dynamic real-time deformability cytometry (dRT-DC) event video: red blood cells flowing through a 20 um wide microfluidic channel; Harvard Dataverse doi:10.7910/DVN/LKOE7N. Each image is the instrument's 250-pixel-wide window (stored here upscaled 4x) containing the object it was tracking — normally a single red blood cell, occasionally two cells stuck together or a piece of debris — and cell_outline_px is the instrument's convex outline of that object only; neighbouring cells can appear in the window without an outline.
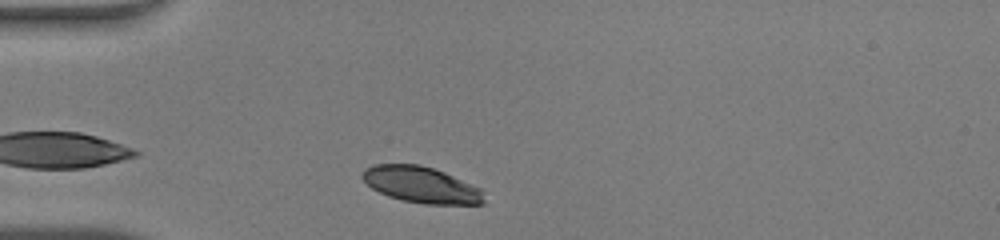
{"species": "human", "species_latin": "Homo sapiens", "temperature_condition": "warm", "stored_images_in_passage": 29, "camera_frame_rate_fps": 3000, "um_per_image_px": 0.085, "donor": {"sex": "male"}, "frame": {"image": 1, "passage_image": 2, "time_ms": 0.333, "image_size_px": [1000, 240], "cell_outline_px": [[484, 204], [424, 204], [400, 200], [388, 196], [372, 188], [360, 176], [364, 168], [372, 164], [420, 164], [444, 172], [480, 188], [484, 192]], "centroid_in_image_um": [35.78, 15.7], "position_along_channel_um": 49.2, "area_um2": 25.72}}
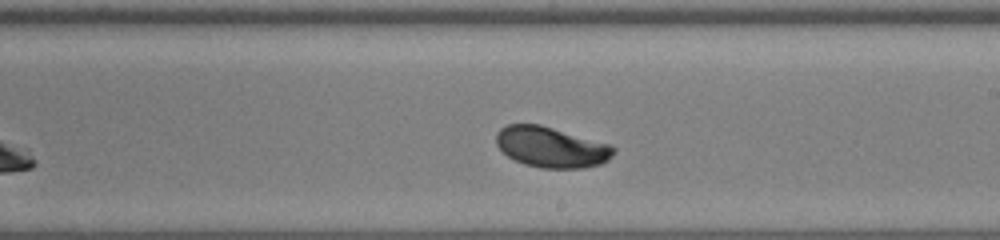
{"frame": {"image": 2, "passage_image": 17, "time_ms": 5.333, "image_size_px": [1000, 240], "cell_outline_px": [[616, 152], [608, 160], [600, 164], [584, 168], [540, 168], [524, 164], [508, 156], [496, 144], [496, 132], [500, 128], [508, 124], [540, 124], [612, 144], [616, 148]], "centroid_in_image_um": [46.89, 12.5], "position_along_channel_um": 242.1, "area_um2": 28.03}}
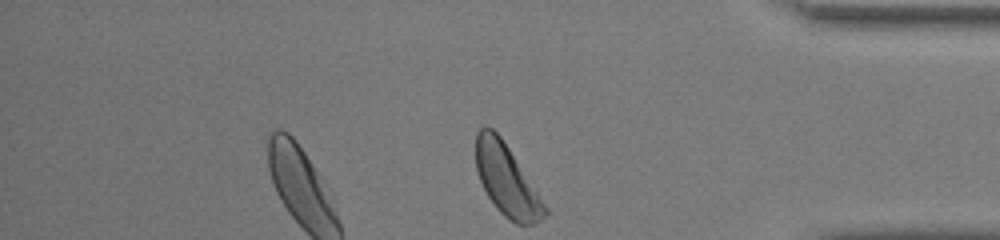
{"frame": {"image": 3, "passage_image": 29, "time_ms": 9.333, "image_size_px": [1000, 240], "cell_outline_px": [[548, 212], [536, 224], [516, 224], [508, 220], [496, 208], [488, 196], [480, 180], [476, 168], [476, 132], [480, 128], [492, 128], [500, 136], [548, 208]], "centroid_in_image_um": [43.07, 15.35], "position_along_channel_um": 392.1, "area_um2": 28.09}, "authors_computed_cell_mechanics": {"area_um2": 27.9174, "velocity_mm_per_s": 4.2626, "shape_relaxation_time_tau1_ms": 2.0581, "shape_relaxation_time_tau2_ms": null, "deformation_change_tau1": 0.1038, "deformation_change_tau2": null}}